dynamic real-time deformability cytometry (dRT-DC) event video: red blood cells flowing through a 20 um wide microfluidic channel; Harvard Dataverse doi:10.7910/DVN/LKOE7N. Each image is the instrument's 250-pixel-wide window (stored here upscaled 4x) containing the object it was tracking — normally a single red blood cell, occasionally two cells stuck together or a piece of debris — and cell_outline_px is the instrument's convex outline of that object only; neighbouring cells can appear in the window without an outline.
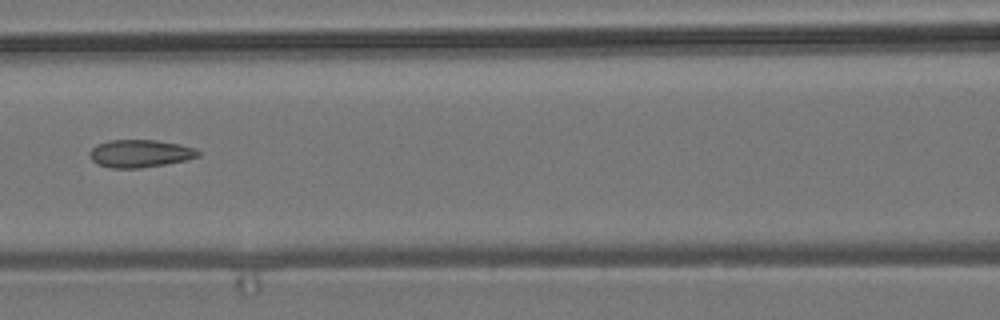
{"species": "common noctule bat (a hibernating species)", "species_latin": "Nyctalus noctula", "temperature_condition": "room temperature", "stored_images_in_passage": 4, "camera_frame_rate_fps": 3000, "um_per_image_px": 0.085, "animal": {"sex": "male", "body_mass_g": 19.2, "forearm_length_mm": 51.8}, "frame": {"image": 1, "passage_image": 4, "time_ms": 3.667, "image_size_px": [1000, 320], "cell_outline_px": [[200, 156], [184, 160], [164, 164], [140, 168], [112, 168], [96, 164], [92, 160], [88, 152], [96, 144], [112, 140], [156, 140], [180, 144], [192, 148], [200, 152]], "centroid_in_image_um": [11.86, 13.05], "position_along_channel_um": 154.7, "area_um2": 17.4}}